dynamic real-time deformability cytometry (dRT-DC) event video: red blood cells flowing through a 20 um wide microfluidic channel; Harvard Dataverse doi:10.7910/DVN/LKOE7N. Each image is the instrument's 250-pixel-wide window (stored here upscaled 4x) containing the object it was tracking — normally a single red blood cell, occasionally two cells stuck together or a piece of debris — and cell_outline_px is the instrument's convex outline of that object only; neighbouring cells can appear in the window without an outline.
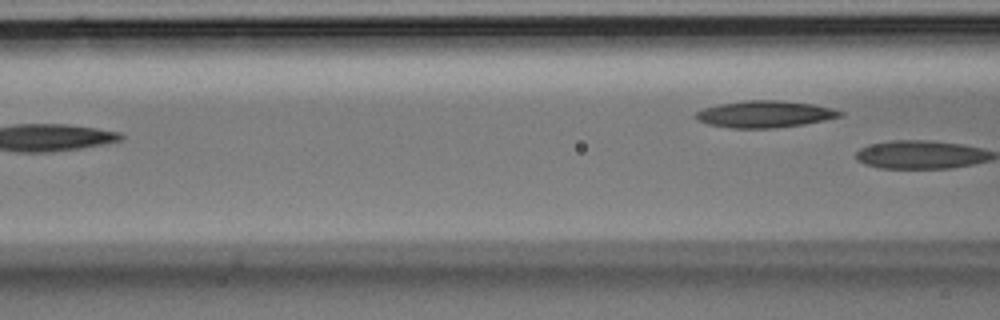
{"species": "Egyptian fruit bat (a non-hibernating species)", "species_latin": "Rousettus aegyptiacus", "temperature_condition": "room temperature", "stored_images_in_passage": 7, "segment_of_instrument_passage": [2, 2], "camera_frame_rate_fps": 3000, "um_per_image_px": 0.085, "animal": {"sex": "male"}, "frame": {"image": 1, "passage_image": 7, "time_ms": 2.0, "image_size_px": [1000, 320], "cell_outline_px": [[844, 116], [804, 124], [776, 128], [728, 128], [708, 124], [696, 120], [692, 116], [696, 112], [704, 108], [720, 104], [748, 100], [780, 100], [812, 104], [832, 108], [844, 112]], "centroid_in_image_um": [64.99, 9.71], "position_along_channel_um": 101.6, "area_um2": 22.66}}